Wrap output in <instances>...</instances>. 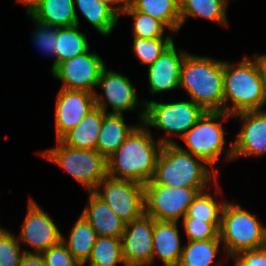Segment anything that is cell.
<instances>
[{
	"mask_svg": "<svg viewBox=\"0 0 266 266\" xmlns=\"http://www.w3.org/2000/svg\"><path fill=\"white\" fill-rule=\"evenodd\" d=\"M157 143L147 127L143 124L141 127L138 126L107 158V174L145 185L154 177L163 144H175L173 140L167 138Z\"/></svg>",
	"mask_w": 266,
	"mask_h": 266,
	"instance_id": "1",
	"label": "cell"
},
{
	"mask_svg": "<svg viewBox=\"0 0 266 266\" xmlns=\"http://www.w3.org/2000/svg\"><path fill=\"white\" fill-rule=\"evenodd\" d=\"M223 77V112L234 115L262 109L266 103V79L262 55L255 56L254 60L244 57L237 67L231 62L223 61ZM228 100L232 102L231 106L227 105Z\"/></svg>",
	"mask_w": 266,
	"mask_h": 266,
	"instance_id": "2",
	"label": "cell"
},
{
	"mask_svg": "<svg viewBox=\"0 0 266 266\" xmlns=\"http://www.w3.org/2000/svg\"><path fill=\"white\" fill-rule=\"evenodd\" d=\"M179 88L205 111H223V62L187 53L181 65Z\"/></svg>",
	"mask_w": 266,
	"mask_h": 266,
	"instance_id": "3",
	"label": "cell"
},
{
	"mask_svg": "<svg viewBox=\"0 0 266 266\" xmlns=\"http://www.w3.org/2000/svg\"><path fill=\"white\" fill-rule=\"evenodd\" d=\"M201 162L204 161L184 151L177 143L163 144L154 177L145 185L207 188L213 176L216 181L217 173Z\"/></svg>",
	"mask_w": 266,
	"mask_h": 266,
	"instance_id": "4",
	"label": "cell"
},
{
	"mask_svg": "<svg viewBox=\"0 0 266 266\" xmlns=\"http://www.w3.org/2000/svg\"><path fill=\"white\" fill-rule=\"evenodd\" d=\"M219 237L227 253L234 257L245 250L265 247L266 227L256 220V215L226 202L221 214Z\"/></svg>",
	"mask_w": 266,
	"mask_h": 266,
	"instance_id": "5",
	"label": "cell"
},
{
	"mask_svg": "<svg viewBox=\"0 0 266 266\" xmlns=\"http://www.w3.org/2000/svg\"><path fill=\"white\" fill-rule=\"evenodd\" d=\"M58 146L45 150L43 157L65 169L89 192L108 175L107 159L97 150L74 149L57 140Z\"/></svg>",
	"mask_w": 266,
	"mask_h": 266,
	"instance_id": "6",
	"label": "cell"
},
{
	"mask_svg": "<svg viewBox=\"0 0 266 266\" xmlns=\"http://www.w3.org/2000/svg\"><path fill=\"white\" fill-rule=\"evenodd\" d=\"M143 105L145 110L140 113V123L147 128H159L168 134H180L181 138L206 112L192 100L174 103L144 101Z\"/></svg>",
	"mask_w": 266,
	"mask_h": 266,
	"instance_id": "7",
	"label": "cell"
},
{
	"mask_svg": "<svg viewBox=\"0 0 266 266\" xmlns=\"http://www.w3.org/2000/svg\"><path fill=\"white\" fill-rule=\"evenodd\" d=\"M230 116L232 115L223 111H206L182 137L189 150L179 147L202 159L204 164L211 165V169L218 173L214 163L225 150V132L222 124L217 120L219 118L227 120Z\"/></svg>",
	"mask_w": 266,
	"mask_h": 266,
	"instance_id": "8",
	"label": "cell"
},
{
	"mask_svg": "<svg viewBox=\"0 0 266 266\" xmlns=\"http://www.w3.org/2000/svg\"><path fill=\"white\" fill-rule=\"evenodd\" d=\"M205 188L144 185V214L157 221L178 222Z\"/></svg>",
	"mask_w": 266,
	"mask_h": 266,
	"instance_id": "9",
	"label": "cell"
},
{
	"mask_svg": "<svg viewBox=\"0 0 266 266\" xmlns=\"http://www.w3.org/2000/svg\"><path fill=\"white\" fill-rule=\"evenodd\" d=\"M94 192L126 223L144 214V185L138 182L107 175Z\"/></svg>",
	"mask_w": 266,
	"mask_h": 266,
	"instance_id": "10",
	"label": "cell"
},
{
	"mask_svg": "<svg viewBox=\"0 0 266 266\" xmlns=\"http://www.w3.org/2000/svg\"><path fill=\"white\" fill-rule=\"evenodd\" d=\"M105 63L96 53L89 51L58 64L52 74L63 82L62 89L83 90L95 94Z\"/></svg>",
	"mask_w": 266,
	"mask_h": 266,
	"instance_id": "11",
	"label": "cell"
},
{
	"mask_svg": "<svg viewBox=\"0 0 266 266\" xmlns=\"http://www.w3.org/2000/svg\"><path fill=\"white\" fill-rule=\"evenodd\" d=\"M153 229L154 219L145 214L126 223L121 237L125 266H145L153 263Z\"/></svg>",
	"mask_w": 266,
	"mask_h": 266,
	"instance_id": "12",
	"label": "cell"
},
{
	"mask_svg": "<svg viewBox=\"0 0 266 266\" xmlns=\"http://www.w3.org/2000/svg\"><path fill=\"white\" fill-rule=\"evenodd\" d=\"M232 116H239L243 121V125L231 148L227 150V159L265 154L266 111H244Z\"/></svg>",
	"mask_w": 266,
	"mask_h": 266,
	"instance_id": "13",
	"label": "cell"
},
{
	"mask_svg": "<svg viewBox=\"0 0 266 266\" xmlns=\"http://www.w3.org/2000/svg\"><path fill=\"white\" fill-rule=\"evenodd\" d=\"M19 239L41 254L62 241V234L53 220L37 205L32 198L24 218Z\"/></svg>",
	"mask_w": 266,
	"mask_h": 266,
	"instance_id": "14",
	"label": "cell"
},
{
	"mask_svg": "<svg viewBox=\"0 0 266 266\" xmlns=\"http://www.w3.org/2000/svg\"><path fill=\"white\" fill-rule=\"evenodd\" d=\"M94 95L83 90L60 89L55 107L56 140H60L96 107Z\"/></svg>",
	"mask_w": 266,
	"mask_h": 266,
	"instance_id": "15",
	"label": "cell"
},
{
	"mask_svg": "<svg viewBox=\"0 0 266 266\" xmlns=\"http://www.w3.org/2000/svg\"><path fill=\"white\" fill-rule=\"evenodd\" d=\"M98 86L104 91L105 97L95 93V105L106 112L107 102L112 106L111 114H122L123 111L134 110L138 104L136 90L128 77L106 70L101 71Z\"/></svg>",
	"mask_w": 266,
	"mask_h": 266,
	"instance_id": "16",
	"label": "cell"
},
{
	"mask_svg": "<svg viewBox=\"0 0 266 266\" xmlns=\"http://www.w3.org/2000/svg\"><path fill=\"white\" fill-rule=\"evenodd\" d=\"M176 52L174 42L148 66V81L150 92L157 94L179 87L180 70L186 56L185 51Z\"/></svg>",
	"mask_w": 266,
	"mask_h": 266,
	"instance_id": "17",
	"label": "cell"
},
{
	"mask_svg": "<svg viewBox=\"0 0 266 266\" xmlns=\"http://www.w3.org/2000/svg\"><path fill=\"white\" fill-rule=\"evenodd\" d=\"M82 215L98 236L121 239L126 222L119 218L94 191L89 192L88 205Z\"/></svg>",
	"mask_w": 266,
	"mask_h": 266,
	"instance_id": "18",
	"label": "cell"
},
{
	"mask_svg": "<svg viewBox=\"0 0 266 266\" xmlns=\"http://www.w3.org/2000/svg\"><path fill=\"white\" fill-rule=\"evenodd\" d=\"M178 222L154 220L152 236L153 261L159 256L165 266H177L183 246H180Z\"/></svg>",
	"mask_w": 266,
	"mask_h": 266,
	"instance_id": "19",
	"label": "cell"
},
{
	"mask_svg": "<svg viewBox=\"0 0 266 266\" xmlns=\"http://www.w3.org/2000/svg\"><path fill=\"white\" fill-rule=\"evenodd\" d=\"M107 112L95 107L60 141L74 149L96 150L98 135Z\"/></svg>",
	"mask_w": 266,
	"mask_h": 266,
	"instance_id": "20",
	"label": "cell"
},
{
	"mask_svg": "<svg viewBox=\"0 0 266 266\" xmlns=\"http://www.w3.org/2000/svg\"><path fill=\"white\" fill-rule=\"evenodd\" d=\"M30 16L53 27L79 26L74 0H41Z\"/></svg>",
	"mask_w": 266,
	"mask_h": 266,
	"instance_id": "21",
	"label": "cell"
},
{
	"mask_svg": "<svg viewBox=\"0 0 266 266\" xmlns=\"http://www.w3.org/2000/svg\"><path fill=\"white\" fill-rule=\"evenodd\" d=\"M138 126H127L123 114L106 113L98 135L96 150L107 159Z\"/></svg>",
	"mask_w": 266,
	"mask_h": 266,
	"instance_id": "22",
	"label": "cell"
},
{
	"mask_svg": "<svg viewBox=\"0 0 266 266\" xmlns=\"http://www.w3.org/2000/svg\"><path fill=\"white\" fill-rule=\"evenodd\" d=\"M70 232L69 241L62 236V242L65 243L73 257L84 266L91 255L98 235L82 214Z\"/></svg>",
	"mask_w": 266,
	"mask_h": 266,
	"instance_id": "23",
	"label": "cell"
},
{
	"mask_svg": "<svg viewBox=\"0 0 266 266\" xmlns=\"http://www.w3.org/2000/svg\"><path fill=\"white\" fill-rule=\"evenodd\" d=\"M130 5L136 11L160 20L171 31L177 32L181 28L179 0H133Z\"/></svg>",
	"mask_w": 266,
	"mask_h": 266,
	"instance_id": "24",
	"label": "cell"
},
{
	"mask_svg": "<svg viewBox=\"0 0 266 266\" xmlns=\"http://www.w3.org/2000/svg\"><path fill=\"white\" fill-rule=\"evenodd\" d=\"M78 25L58 28L55 61L52 70L61 62L89 51L85 33L78 30Z\"/></svg>",
	"mask_w": 266,
	"mask_h": 266,
	"instance_id": "25",
	"label": "cell"
},
{
	"mask_svg": "<svg viewBox=\"0 0 266 266\" xmlns=\"http://www.w3.org/2000/svg\"><path fill=\"white\" fill-rule=\"evenodd\" d=\"M180 24L183 26L186 18L197 16L206 18L218 24L227 26L226 3L222 0H179Z\"/></svg>",
	"mask_w": 266,
	"mask_h": 266,
	"instance_id": "26",
	"label": "cell"
},
{
	"mask_svg": "<svg viewBox=\"0 0 266 266\" xmlns=\"http://www.w3.org/2000/svg\"><path fill=\"white\" fill-rule=\"evenodd\" d=\"M74 3L101 35H109L119 20V17L99 0H74Z\"/></svg>",
	"mask_w": 266,
	"mask_h": 266,
	"instance_id": "27",
	"label": "cell"
},
{
	"mask_svg": "<svg viewBox=\"0 0 266 266\" xmlns=\"http://www.w3.org/2000/svg\"><path fill=\"white\" fill-rule=\"evenodd\" d=\"M220 239L188 241L183 246L180 261L177 266H212L219 252ZM216 266H221L216 264Z\"/></svg>",
	"mask_w": 266,
	"mask_h": 266,
	"instance_id": "28",
	"label": "cell"
},
{
	"mask_svg": "<svg viewBox=\"0 0 266 266\" xmlns=\"http://www.w3.org/2000/svg\"><path fill=\"white\" fill-rule=\"evenodd\" d=\"M88 262L90 266H116L118 262L125 266L121 239L98 236L86 263Z\"/></svg>",
	"mask_w": 266,
	"mask_h": 266,
	"instance_id": "29",
	"label": "cell"
},
{
	"mask_svg": "<svg viewBox=\"0 0 266 266\" xmlns=\"http://www.w3.org/2000/svg\"><path fill=\"white\" fill-rule=\"evenodd\" d=\"M225 203V201L216 202L208 192H200L189 205L183 218H195V220H205V222H221V214Z\"/></svg>",
	"mask_w": 266,
	"mask_h": 266,
	"instance_id": "30",
	"label": "cell"
},
{
	"mask_svg": "<svg viewBox=\"0 0 266 266\" xmlns=\"http://www.w3.org/2000/svg\"><path fill=\"white\" fill-rule=\"evenodd\" d=\"M123 14L131 15L134 18L133 36L143 39L163 38L164 27L167 26L152 16L136 11L129 5Z\"/></svg>",
	"mask_w": 266,
	"mask_h": 266,
	"instance_id": "31",
	"label": "cell"
},
{
	"mask_svg": "<svg viewBox=\"0 0 266 266\" xmlns=\"http://www.w3.org/2000/svg\"><path fill=\"white\" fill-rule=\"evenodd\" d=\"M133 50L142 64L150 66L173 43L171 36L163 38L143 39L134 37Z\"/></svg>",
	"mask_w": 266,
	"mask_h": 266,
	"instance_id": "32",
	"label": "cell"
},
{
	"mask_svg": "<svg viewBox=\"0 0 266 266\" xmlns=\"http://www.w3.org/2000/svg\"><path fill=\"white\" fill-rule=\"evenodd\" d=\"M20 251L19 241L0 226V266H19L25 253H33L28 250Z\"/></svg>",
	"mask_w": 266,
	"mask_h": 266,
	"instance_id": "33",
	"label": "cell"
},
{
	"mask_svg": "<svg viewBox=\"0 0 266 266\" xmlns=\"http://www.w3.org/2000/svg\"><path fill=\"white\" fill-rule=\"evenodd\" d=\"M188 241L220 239L221 222H205L195 218H182Z\"/></svg>",
	"mask_w": 266,
	"mask_h": 266,
	"instance_id": "34",
	"label": "cell"
},
{
	"mask_svg": "<svg viewBox=\"0 0 266 266\" xmlns=\"http://www.w3.org/2000/svg\"><path fill=\"white\" fill-rule=\"evenodd\" d=\"M36 24V30L33 32V41L42 51L55 56L58 27L46 25L32 19Z\"/></svg>",
	"mask_w": 266,
	"mask_h": 266,
	"instance_id": "35",
	"label": "cell"
},
{
	"mask_svg": "<svg viewBox=\"0 0 266 266\" xmlns=\"http://www.w3.org/2000/svg\"><path fill=\"white\" fill-rule=\"evenodd\" d=\"M41 254L46 266H83L73 257L62 241Z\"/></svg>",
	"mask_w": 266,
	"mask_h": 266,
	"instance_id": "36",
	"label": "cell"
},
{
	"mask_svg": "<svg viewBox=\"0 0 266 266\" xmlns=\"http://www.w3.org/2000/svg\"><path fill=\"white\" fill-rule=\"evenodd\" d=\"M234 257V266H266V246L260 249L239 252Z\"/></svg>",
	"mask_w": 266,
	"mask_h": 266,
	"instance_id": "37",
	"label": "cell"
},
{
	"mask_svg": "<svg viewBox=\"0 0 266 266\" xmlns=\"http://www.w3.org/2000/svg\"><path fill=\"white\" fill-rule=\"evenodd\" d=\"M19 266H46L42 254L25 253Z\"/></svg>",
	"mask_w": 266,
	"mask_h": 266,
	"instance_id": "38",
	"label": "cell"
},
{
	"mask_svg": "<svg viewBox=\"0 0 266 266\" xmlns=\"http://www.w3.org/2000/svg\"><path fill=\"white\" fill-rule=\"evenodd\" d=\"M106 6H108L118 17L120 13L130 5L128 0H99Z\"/></svg>",
	"mask_w": 266,
	"mask_h": 266,
	"instance_id": "39",
	"label": "cell"
},
{
	"mask_svg": "<svg viewBox=\"0 0 266 266\" xmlns=\"http://www.w3.org/2000/svg\"><path fill=\"white\" fill-rule=\"evenodd\" d=\"M17 1L27 4L28 15H30L41 2V0H17Z\"/></svg>",
	"mask_w": 266,
	"mask_h": 266,
	"instance_id": "40",
	"label": "cell"
},
{
	"mask_svg": "<svg viewBox=\"0 0 266 266\" xmlns=\"http://www.w3.org/2000/svg\"><path fill=\"white\" fill-rule=\"evenodd\" d=\"M262 65H263L265 79H266V55H262Z\"/></svg>",
	"mask_w": 266,
	"mask_h": 266,
	"instance_id": "41",
	"label": "cell"
}]
</instances>
